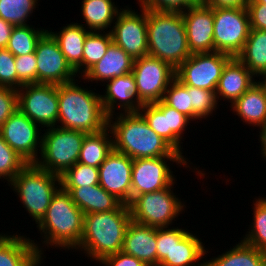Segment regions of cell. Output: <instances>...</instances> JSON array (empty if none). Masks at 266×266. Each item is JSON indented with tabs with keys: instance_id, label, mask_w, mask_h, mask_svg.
I'll list each match as a JSON object with an SVG mask.
<instances>
[{
	"instance_id": "obj_11",
	"label": "cell",
	"mask_w": 266,
	"mask_h": 266,
	"mask_svg": "<svg viewBox=\"0 0 266 266\" xmlns=\"http://www.w3.org/2000/svg\"><path fill=\"white\" fill-rule=\"evenodd\" d=\"M18 93V109L39 126H57L59 102L58 85L24 84Z\"/></svg>"
},
{
	"instance_id": "obj_33",
	"label": "cell",
	"mask_w": 266,
	"mask_h": 266,
	"mask_svg": "<svg viewBox=\"0 0 266 266\" xmlns=\"http://www.w3.org/2000/svg\"><path fill=\"white\" fill-rule=\"evenodd\" d=\"M111 43L110 31H91L87 35L83 46V75L104 57Z\"/></svg>"
},
{
	"instance_id": "obj_13",
	"label": "cell",
	"mask_w": 266,
	"mask_h": 266,
	"mask_svg": "<svg viewBox=\"0 0 266 266\" xmlns=\"http://www.w3.org/2000/svg\"><path fill=\"white\" fill-rule=\"evenodd\" d=\"M231 58L217 51L191 54L176 69V79L187 86L216 91L223 68Z\"/></svg>"
},
{
	"instance_id": "obj_41",
	"label": "cell",
	"mask_w": 266,
	"mask_h": 266,
	"mask_svg": "<svg viewBox=\"0 0 266 266\" xmlns=\"http://www.w3.org/2000/svg\"><path fill=\"white\" fill-rule=\"evenodd\" d=\"M155 104L164 112L166 116L168 132L180 143L187 125L192 121L185 114L178 112L176 109L168 106L163 100ZM183 133V134H182Z\"/></svg>"
},
{
	"instance_id": "obj_34",
	"label": "cell",
	"mask_w": 266,
	"mask_h": 266,
	"mask_svg": "<svg viewBox=\"0 0 266 266\" xmlns=\"http://www.w3.org/2000/svg\"><path fill=\"white\" fill-rule=\"evenodd\" d=\"M253 204L254 222L241 241L266 252V197L256 198Z\"/></svg>"
},
{
	"instance_id": "obj_50",
	"label": "cell",
	"mask_w": 266,
	"mask_h": 266,
	"mask_svg": "<svg viewBox=\"0 0 266 266\" xmlns=\"http://www.w3.org/2000/svg\"><path fill=\"white\" fill-rule=\"evenodd\" d=\"M14 25L0 18V48H7Z\"/></svg>"
},
{
	"instance_id": "obj_44",
	"label": "cell",
	"mask_w": 266,
	"mask_h": 266,
	"mask_svg": "<svg viewBox=\"0 0 266 266\" xmlns=\"http://www.w3.org/2000/svg\"><path fill=\"white\" fill-rule=\"evenodd\" d=\"M0 86L17 90L15 56L7 48H0Z\"/></svg>"
},
{
	"instance_id": "obj_25",
	"label": "cell",
	"mask_w": 266,
	"mask_h": 266,
	"mask_svg": "<svg viewBox=\"0 0 266 266\" xmlns=\"http://www.w3.org/2000/svg\"><path fill=\"white\" fill-rule=\"evenodd\" d=\"M71 195L83 214L116 210L122 202L99 184L84 187H61Z\"/></svg>"
},
{
	"instance_id": "obj_37",
	"label": "cell",
	"mask_w": 266,
	"mask_h": 266,
	"mask_svg": "<svg viewBox=\"0 0 266 266\" xmlns=\"http://www.w3.org/2000/svg\"><path fill=\"white\" fill-rule=\"evenodd\" d=\"M191 92V120L206 119L218 109V100L215 91L187 86Z\"/></svg>"
},
{
	"instance_id": "obj_5",
	"label": "cell",
	"mask_w": 266,
	"mask_h": 266,
	"mask_svg": "<svg viewBox=\"0 0 266 266\" xmlns=\"http://www.w3.org/2000/svg\"><path fill=\"white\" fill-rule=\"evenodd\" d=\"M37 224L44 239L43 246L72 251L79 246L83 235L84 214L73 202L71 195L60 188Z\"/></svg>"
},
{
	"instance_id": "obj_24",
	"label": "cell",
	"mask_w": 266,
	"mask_h": 266,
	"mask_svg": "<svg viewBox=\"0 0 266 266\" xmlns=\"http://www.w3.org/2000/svg\"><path fill=\"white\" fill-rule=\"evenodd\" d=\"M60 31H48L61 49L66 61L75 70L78 78L83 76V46L87 35L91 32L80 23H70ZM79 74V75H78Z\"/></svg>"
},
{
	"instance_id": "obj_35",
	"label": "cell",
	"mask_w": 266,
	"mask_h": 266,
	"mask_svg": "<svg viewBox=\"0 0 266 266\" xmlns=\"http://www.w3.org/2000/svg\"><path fill=\"white\" fill-rule=\"evenodd\" d=\"M38 0H0V18L14 26H25Z\"/></svg>"
},
{
	"instance_id": "obj_1",
	"label": "cell",
	"mask_w": 266,
	"mask_h": 266,
	"mask_svg": "<svg viewBox=\"0 0 266 266\" xmlns=\"http://www.w3.org/2000/svg\"><path fill=\"white\" fill-rule=\"evenodd\" d=\"M118 114L108 117L107 127L112 134L113 150L131 159L183 156L156 134L139 112Z\"/></svg>"
},
{
	"instance_id": "obj_27",
	"label": "cell",
	"mask_w": 266,
	"mask_h": 266,
	"mask_svg": "<svg viewBox=\"0 0 266 266\" xmlns=\"http://www.w3.org/2000/svg\"><path fill=\"white\" fill-rule=\"evenodd\" d=\"M230 107L248 126L259 127L266 122V94L257 82Z\"/></svg>"
},
{
	"instance_id": "obj_45",
	"label": "cell",
	"mask_w": 266,
	"mask_h": 266,
	"mask_svg": "<svg viewBox=\"0 0 266 266\" xmlns=\"http://www.w3.org/2000/svg\"><path fill=\"white\" fill-rule=\"evenodd\" d=\"M200 0H138L140 8L147 10L183 12Z\"/></svg>"
},
{
	"instance_id": "obj_9",
	"label": "cell",
	"mask_w": 266,
	"mask_h": 266,
	"mask_svg": "<svg viewBox=\"0 0 266 266\" xmlns=\"http://www.w3.org/2000/svg\"><path fill=\"white\" fill-rule=\"evenodd\" d=\"M214 52L237 57L251 30L247 8H213Z\"/></svg>"
},
{
	"instance_id": "obj_14",
	"label": "cell",
	"mask_w": 266,
	"mask_h": 266,
	"mask_svg": "<svg viewBox=\"0 0 266 266\" xmlns=\"http://www.w3.org/2000/svg\"><path fill=\"white\" fill-rule=\"evenodd\" d=\"M122 8L110 31L112 42L121 47L133 59L148 55L147 9Z\"/></svg>"
},
{
	"instance_id": "obj_16",
	"label": "cell",
	"mask_w": 266,
	"mask_h": 266,
	"mask_svg": "<svg viewBox=\"0 0 266 266\" xmlns=\"http://www.w3.org/2000/svg\"><path fill=\"white\" fill-rule=\"evenodd\" d=\"M35 57L37 83L59 85L72 82L78 77L48 30L36 44Z\"/></svg>"
},
{
	"instance_id": "obj_18",
	"label": "cell",
	"mask_w": 266,
	"mask_h": 266,
	"mask_svg": "<svg viewBox=\"0 0 266 266\" xmlns=\"http://www.w3.org/2000/svg\"><path fill=\"white\" fill-rule=\"evenodd\" d=\"M191 54L214 52L213 7L200 1L182 12Z\"/></svg>"
},
{
	"instance_id": "obj_40",
	"label": "cell",
	"mask_w": 266,
	"mask_h": 266,
	"mask_svg": "<svg viewBox=\"0 0 266 266\" xmlns=\"http://www.w3.org/2000/svg\"><path fill=\"white\" fill-rule=\"evenodd\" d=\"M163 101L191 119V92L187 91V85L175 78L165 91Z\"/></svg>"
},
{
	"instance_id": "obj_19",
	"label": "cell",
	"mask_w": 266,
	"mask_h": 266,
	"mask_svg": "<svg viewBox=\"0 0 266 266\" xmlns=\"http://www.w3.org/2000/svg\"><path fill=\"white\" fill-rule=\"evenodd\" d=\"M105 95L101 94V102L105 114L109 117L114 115L115 110L119 113L138 112L143 104L137 97V86L133 73L115 77L106 82ZM119 106V107H117Z\"/></svg>"
},
{
	"instance_id": "obj_6",
	"label": "cell",
	"mask_w": 266,
	"mask_h": 266,
	"mask_svg": "<svg viewBox=\"0 0 266 266\" xmlns=\"http://www.w3.org/2000/svg\"><path fill=\"white\" fill-rule=\"evenodd\" d=\"M7 184L19 196L23 207L36 224L45 215L52 197L61 188L59 176L39 168L35 163H28Z\"/></svg>"
},
{
	"instance_id": "obj_17",
	"label": "cell",
	"mask_w": 266,
	"mask_h": 266,
	"mask_svg": "<svg viewBox=\"0 0 266 266\" xmlns=\"http://www.w3.org/2000/svg\"><path fill=\"white\" fill-rule=\"evenodd\" d=\"M133 159L113 150L99 166V185L123 204L132 200Z\"/></svg>"
},
{
	"instance_id": "obj_32",
	"label": "cell",
	"mask_w": 266,
	"mask_h": 266,
	"mask_svg": "<svg viewBox=\"0 0 266 266\" xmlns=\"http://www.w3.org/2000/svg\"><path fill=\"white\" fill-rule=\"evenodd\" d=\"M47 29L34 28L32 25L14 26L7 49L14 56L28 55L35 52L36 44Z\"/></svg>"
},
{
	"instance_id": "obj_15",
	"label": "cell",
	"mask_w": 266,
	"mask_h": 266,
	"mask_svg": "<svg viewBox=\"0 0 266 266\" xmlns=\"http://www.w3.org/2000/svg\"><path fill=\"white\" fill-rule=\"evenodd\" d=\"M39 127L17 109L4 122L0 133L4 141L25 161L35 163L39 159L42 149V135H40L42 130Z\"/></svg>"
},
{
	"instance_id": "obj_39",
	"label": "cell",
	"mask_w": 266,
	"mask_h": 266,
	"mask_svg": "<svg viewBox=\"0 0 266 266\" xmlns=\"http://www.w3.org/2000/svg\"><path fill=\"white\" fill-rule=\"evenodd\" d=\"M28 164L3 139L0 133V179L9 183Z\"/></svg>"
},
{
	"instance_id": "obj_53",
	"label": "cell",
	"mask_w": 266,
	"mask_h": 266,
	"mask_svg": "<svg viewBox=\"0 0 266 266\" xmlns=\"http://www.w3.org/2000/svg\"><path fill=\"white\" fill-rule=\"evenodd\" d=\"M249 2H258L266 5V0H249Z\"/></svg>"
},
{
	"instance_id": "obj_28",
	"label": "cell",
	"mask_w": 266,
	"mask_h": 266,
	"mask_svg": "<svg viewBox=\"0 0 266 266\" xmlns=\"http://www.w3.org/2000/svg\"><path fill=\"white\" fill-rule=\"evenodd\" d=\"M81 13L86 24L84 27L89 31H103L112 28L119 10V6L115 5L112 0H83L81 2ZM114 21V22H113Z\"/></svg>"
},
{
	"instance_id": "obj_36",
	"label": "cell",
	"mask_w": 266,
	"mask_h": 266,
	"mask_svg": "<svg viewBox=\"0 0 266 266\" xmlns=\"http://www.w3.org/2000/svg\"><path fill=\"white\" fill-rule=\"evenodd\" d=\"M138 112L156 134L167 141L177 152L183 154L181 144L167 130L164 112L155 103L143 104Z\"/></svg>"
},
{
	"instance_id": "obj_48",
	"label": "cell",
	"mask_w": 266,
	"mask_h": 266,
	"mask_svg": "<svg viewBox=\"0 0 266 266\" xmlns=\"http://www.w3.org/2000/svg\"><path fill=\"white\" fill-rule=\"evenodd\" d=\"M100 264L104 266H147L143 261L132 255L119 251L116 254L106 256Z\"/></svg>"
},
{
	"instance_id": "obj_52",
	"label": "cell",
	"mask_w": 266,
	"mask_h": 266,
	"mask_svg": "<svg viewBox=\"0 0 266 266\" xmlns=\"http://www.w3.org/2000/svg\"><path fill=\"white\" fill-rule=\"evenodd\" d=\"M262 76L261 80L260 81V78L259 80L257 81V84L263 89L264 93L266 94V72L260 74L258 77Z\"/></svg>"
},
{
	"instance_id": "obj_51",
	"label": "cell",
	"mask_w": 266,
	"mask_h": 266,
	"mask_svg": "<svg viewBox=\"0 0 266 266\" xmlns=\"http://www.w3.org/2000/svg\"><path fill=\"white\" fill-rule=\"evenodd\" d=\"M260 129V135H259V141L261 142V157L266 160V122L259 126Z\"/></svg>"
},
{
	"instance_id": "obj_26",
	"label": "cell",
	"mask_w": 266,
	"mask_h": 266,
	"mask_svg": "<svg viewBox=\"0 0 266 266\" xmlns=\"http://www.w3.org/2000/svg\"><path fill=\"white\" fill-rule=\"evenodd\" d=\"M206 250L201 238L189 232L183 239H172L169 256H165L158 266H204V260L199 262L209 253Z\"/></svg>"
},
{
	"instance_id": "obj_8",
	"label": "cell",
	"mask_w": 266,
	"mask_h": 266,
	"mask_svg": "<svg viewBox=\"0 0 266 266\" xmlns=\"http://www.w3.org/2000/svg\"><path fill=\"white\" fill-rule=\"evenodd\" d=\"M168 187L135 196L128 204L131 219L137 223L155 228L169 227L173 220L186 208L185 202ZM172 189V190H171ZM177 196V197H176Z\"/></svg>"
},
{
	"instance_id": "obj_22",
	"label": "cell",
	"mask_w": 266,
	"mask_h": 266,
	"mask_svg": "<svg viewBox=\"0 0 266 266\" xmlns=\"http://www.w3.org/2000/svg\"><path fill=\"white\" fill-rule=\"evenodd\" d=\"M255 80V76L246 66L237 57H232L224 66L216 87L218 103L219 100L227 99L232 105L256 83Z\"/></svg>"
},
{
	"instance_id": "obj_23",
	"label": "cell",
	"mask_w": 266,
	"mask_h": 266,
	"mask_svg": "<svg viewBox=\"0 0 266 266\" xmlns=\"http://www.w3.org/2000/svg\"><path fill=\"white\" fill-rule=\"evenodd\" d=\"M134 59L128 55L121 47L113 42L106 50L104 57L91 67L83 76L91 82L101 81L102 83L112 80L115 77L124 76L132 72Z\"/></svg>"
},
{
	"instance_id": "obj_10",
	"label": "cell",
	"mask_w": 266,
	"mask_h": 266,
	"mask_svg": "<svg viewBox=\"0 0 266 266\" xmlns=\"http://www.w3.org/2000/svg\"><path fill=\"white\" fill-rule=\"evenodd\" d=\"M132 73L142 104L163 100L165 91L176 78V70L170 64L150 55L134 59Z\"/></svg>"
},
{
	"instance_id": "obj_2",
	"label": "cell",
	"mask_w": 266,
	"mask_h": 266,
	"mask_svg": "<svg viewBox=\"0 0 266 266\" xmlns=\"http://www.w3.org/2000/svg\"><path fill=\"white\" fill-rule=\"evenodd\" d=\"M131 220L129 206L123 203L116 210L85 214L83 235L75 250L83 251L97 262L122 251Z\"/></svg>"
},
{
	"instance_id": "obj_29",
	"label": "cell",
	"mask_w": 266,
	"mask_h": 266,
	"mask_svg": "<svg viewBox=\"0 0 266 266\" xmlns=\"http://www.w3.org/2000/svg\"><path fill=\"white\" fill-rule=\"evenodd\" d=\"M204 261V266H266V252L243 241L217 257Z\"/></svg>"
},
{
	"instance_id": "obj_7",
	"label": "cell",
	"mask_w": 266,
	"mask_h": 266,
	"mask_svg": "<svg viewBox=\"0 0 266 266\" xmlns=\"http://www.w3.org/2000/svg\"><path fill=\"white\" fill-rule=\"evenodd\" d=\"M42 133V149L35 164L51 174L61 177L78 162L83 140L87 133L58 126Z\"/></svg>"
},
{
	"instance_id": "obj_46",
	"label": "cell",
	"mask_w": 266,
	"mask_h": 266,
	"mask_svg": "<svg viewBox=\"0 0 266 266\" xmlns=\"http://www.w3.org/2000/svg\"><path fill=\"white\" fill-rule=\"evenodd\" d=\"M17 109V90L9 87L0 86V128Z\"/></svg>"
},
{
	"instance_id": "obj_42",
	"label": "cell",
	"mask_w": 266,
	"mask_h": 266,
	"mask_svg": "<svg viewBox=\"0 0 266 266\" xmlns=\"http://www.w3.org/2000/svg\"><path fill=\"white\" fill-rule=\"evenodd\" d=\"M15 66L17 71V90L24 84L37 83V60L35 52L15 56Z\"/></svg>"
},
{
	"instance_id": "obj_31",
	"label": "cell",
	"mask_w": 266,
	"mask_h": 266,
	"mask_svg": "<svg viewBox=\"0 0 266 266\" xmlns=\"http://www.w3.org/2000/svg\"><path fill=\"white\" fill-rule=\"evenodd\" d=\"M237 58L255 77L266 72V31L251 29Z\"/></svg>"
},
{
	"instance_id": "obj_20",
	"label": "cell",
	"mask_w": 266,
	"mask_h": 266,
	"mask_svg": "<svg viewBox=\"0 0 266 266\" xmlns=\"http://www.w3.org/2000/svg\"><path fill=\"white\" fill-rule=\"evenodd\" d=\"M21 234L0 233V266H39L43 257V248Z\"/></svg>"
},
{
	"instance_id": "obj_3",
	"label": "cell",
	"mask_w": 266,
	"mask_h": 266,
	"mask_svg": "<svg viewBox=\"0 0 266 266\" xmlns=\"http://www.w3.org/2000/svg\"><path fill=\"white\" fill-rule=\"evenodd\" d=\"M78 84L76 79L58 85L57 126L87 134L101 132L108 126V116L103 109L100 94Z\"/></svg>"
},
{
	"instance_id": "obj_49",
	"label": "cell",
	"mask_w": 266,
	"mask_h": 266,
	"mask_svg": "<svg viewBox=\"0 0 266 266\" xmlns=\"http://www.w3.org/2000/svg\"><path fill=\"white\" fill-rule=\"evenodd\" d=\"M213 8H247L249 0H200Z\"/></svg>"
},
{
	"instance_id": "obj_38",
	"label": "cell",
	"mask_w": 266,
	"mask_h": 266,
	"mask_svg": "<svg viewBox=\"0 0 266 266\" xmlns=\"http://www.w3.org/2000/svg\"><path fill=\"white\" fill-rule=\"evenodd\" d=\"M61 187H84L99 184L98 168L77 162L61 177Z\"/></svg>"
},
{
	"instance_id": "obj_43",
	"label": "cell",
	"mask_w": 266,
	"mask_h": 266,
	"mask_svg": "<svg viewBox=\"0 0 266 266\" xmlns=\"http://www.w3.org/2000/svg\"><path fill=\"white\" fill-rule=\"evenodd\" d=\"M188 233L189 230L178 227L157 228V266L165 256H169L172 239H183Z\"/></svg>"
},
{
	"instance_id": "obj_30",
	"label": "cell",
	"mask_w": 266,
	"mask_h": 266,
	"mask_svg": "<svg viewBox=\"0 0 266 266\" xmlns=\"http://www.w3.org/2000/svg\"><path fill=\"white\" fill-rule=\"evenodd\" d=\"M111 137L112 134L108 127L101 132L87 134L82 143L78 162L99 168L113 151V138Z\"/></svg>"
},
{
	"instance_id": "obj_4",
	"label": "cell",
	"mask_w": 266,
	"mask_h": 266,
	"mask_svg": "<svg viewBox=\"0 0 266 266\" xmlns=\"http://www.w3.org/2000/svg\"><path fill=\"white\" fill-rule=\"evenodd\" d=\"M148 55L175 70L191 55L182 12L147 10Z\"/></svg>"
},
{
	"instance_id": "obj_47",
	"label": "cell",
	"mask_w": 266,
	"mask_h": 266,
	"mask_svg": "<svg viewBox=\"0 0 266 266\" xmlns=\"http://www.w3.org/2000/svg\"><path fill=\"white\" fill-rule=\"evenodd\" d=\"M247 10L251 29L266 31V5L258 2H248Z\"/></svg>"
},
{
	"instance_id": "obj_12",
	"label": "cell",
	"mask_w": 266,
	"mask_h": 266,
	"mask_svg": "<svg viewBox=\"0 0 266 266\" xmlns=\"http://www.w3.org/2000/svg\"><path fill=\"white\" fill-rule=\"evenodd\" d=\"M184 156H162L155 158L133 159L132 166V199L135 196L158 191L175 183L173 171L167 162H175L178 166L190 167ZM188 165V166H187Z\"/></svg>"
},
{
	"instance_id": "obj_21",
	"label": "cell",
	"mask_w": 266,
	"mask_h": 266,
	"mask_svg": "<svg viewBox=\"0 0 266 266\" xmlns=\"http://www.w3.org/2000/svg\"><path fill=\"white\" fill-rule=\"evenodd\" d=\"M122 251L143 261L147 266H157V228L131 220Z\"/></svg>"
}]
</instances>
